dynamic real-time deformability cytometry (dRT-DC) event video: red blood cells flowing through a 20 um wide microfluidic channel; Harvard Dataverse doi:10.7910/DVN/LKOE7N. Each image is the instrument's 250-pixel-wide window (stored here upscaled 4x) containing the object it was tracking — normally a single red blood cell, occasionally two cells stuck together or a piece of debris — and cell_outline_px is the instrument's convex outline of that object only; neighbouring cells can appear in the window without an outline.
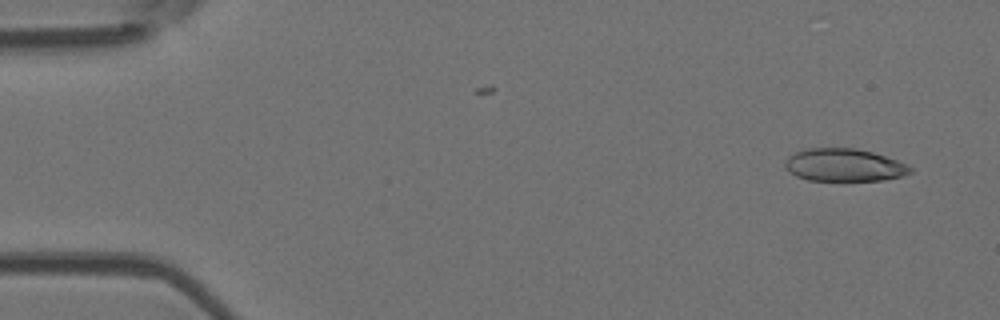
{"species": "Egyptian fruit bat (a non-hibernating species)", "species_latin": "Rousettus aegyptiacus", "temperature_condition": "room temperature", "stored_images_in_passage": 3, "camera_frame_rate_fps": 3000, "um_per_image_px": 0.085, "animal": {"sex": "female"}, "frame": {"image": 1, "passage_image": 3, "time_ms": 2.333, "image_size_px": [1000, 320], "cell_outline_px": [[912, 172], [904, 176], [884, 180], [808, 180], [796, 176], [788, 172], [784, 168], [784, 164], [788, 156], [796, 152], [808, 148], [856, 148], [872, 152], [908, 164], [912, 168]], "centroid_in_image_um": [71.74, 14.03], "position_along_channel_um": 13.3, "area_um2": 23.93}}